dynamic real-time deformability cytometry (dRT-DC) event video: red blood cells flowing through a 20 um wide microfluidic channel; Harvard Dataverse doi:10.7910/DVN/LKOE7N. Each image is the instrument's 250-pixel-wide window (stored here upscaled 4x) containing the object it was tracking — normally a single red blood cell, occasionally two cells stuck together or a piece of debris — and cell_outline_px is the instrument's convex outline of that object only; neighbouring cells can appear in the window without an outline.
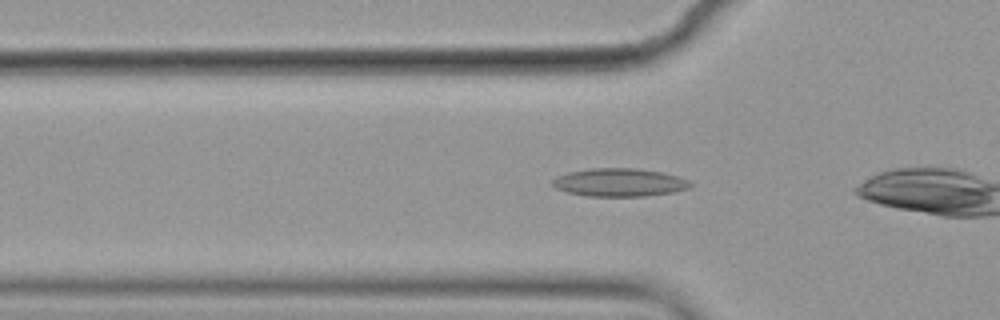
{"species": "common noctule bat (a hibernating species)", "species_latin": "Nyctalus noctula", "temperature_condition": "cold", "stored_images_in_passage": 29, "camera_frame_rate_fps": 3000, "um_per_image_px": 0.085, "animal": {"sex": "female", "body_mass_g": 19.9}, "frame": {"image": 1, "passage_image": 2, "time_ms": 0.333, "image_size_px": [1000, 320], "cell_outline_px": [[692, 184], [688, 188], [676, 192], [644, 196], [584, 196], [568, 192], [556, 188], [552, 184], [552, 180], [556, 176], [568, 172], [592, 168], [636, 168], [660, 172], [676, 176], [688, 180]], "centroid_in_image_um": [52.63, 15.51], "position_along_channel_um": 73.2, "area_um2": 22.54}}
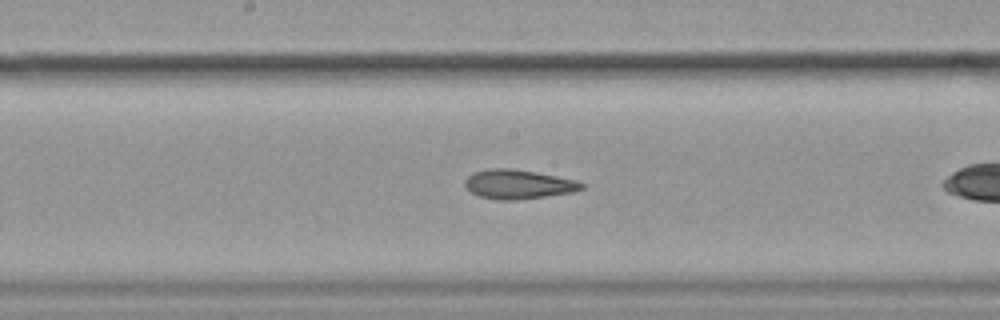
{"frame": {"image": 2, "passage_image": 13, "time_ms": 4.0, "image_size_px": [1000, 320], "cell_outline_px": [[584, 188], [572, 192], [516, 200], [496, 200], [480, 196], [472, 192], [464, 184], [464, 180], [472, 172], [488, 168], [512, 168], [536, 172], [576, 180], [584, 184]], "centroid_in_image_um": [44.02, 15.65], "position_along_channel_um": 204.2, "area_um2": 19.83}}
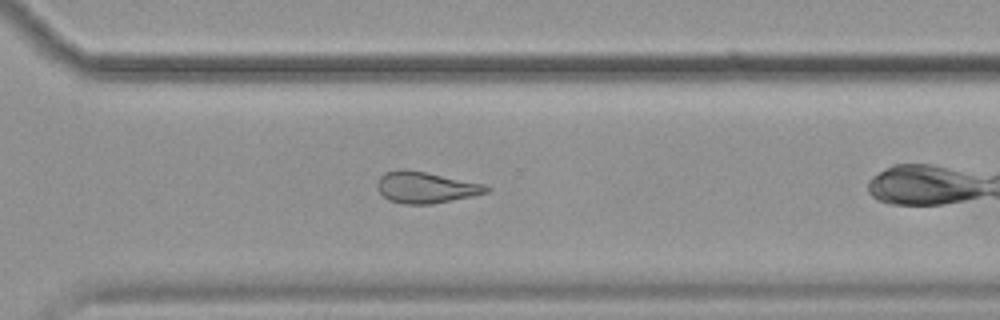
{"frame": {"image": 3, "passage_image": 24, "time_ms": 7.667, "image_size_px": [1000, 320], "cell_outline_px": [[492, 188], [488, 192], [472, 196], [432, 204], [404, 204], [388, 200], [376, 188], [376, 184], [380, 176], [384, 172], [396, 168], [404, 168], [484, 184]], "centroid_in_image_um": [36.14, 15.92], "position_along_channel_um": 334.5, "area_um2": 20.0}}